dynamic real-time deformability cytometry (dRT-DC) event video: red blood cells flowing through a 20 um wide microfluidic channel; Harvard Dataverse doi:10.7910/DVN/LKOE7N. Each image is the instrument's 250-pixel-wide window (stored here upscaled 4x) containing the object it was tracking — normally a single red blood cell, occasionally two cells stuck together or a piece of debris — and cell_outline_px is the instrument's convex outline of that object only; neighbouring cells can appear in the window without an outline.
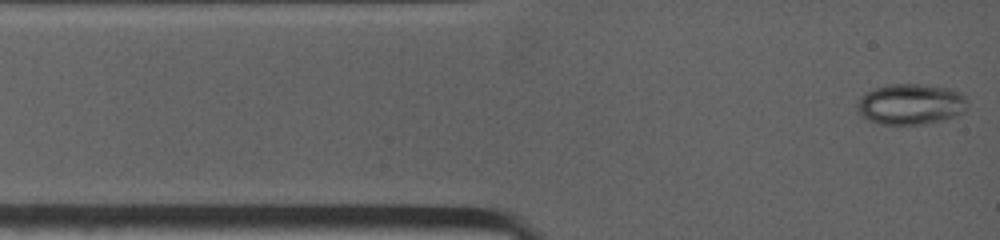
{"species": "common noctule bat (a hibernating species)", "species_latin": "Nyctalus noctula", "temperature_condition": "warm", "stored_images_in_passage": 54, "camera_frame_rate_fps": 4500, "um_per_image_px": 0.085, "animal": {"sex": "female", "body_mass_g": 19.0, "forearm_length_mm": 53.3}, "frame": {"image": 1, "passage_image": 1, "time_ms": 0.0, "image_size_px": [1000, 240], "cell_outline_px": [[968, 96], [960, 112], [952, 116], [940, 120], [924, 124], [880, 124], [868, 120], [860, 112], [860, 96], [876, 88], [896, 84], [916, 84], [944, 88], [960, 92]], "centroid_in_image_um": [77.4, 8.86], "position_along_channel_um": 7.6, "area_um2": 25.2}}
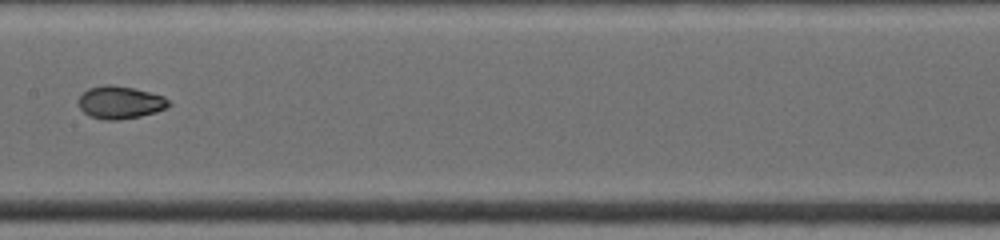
{"frame": {"image": 2, "passage_image": 23, "time_ms": 5.778, "image_size_px": [1000, 240], "cell_outline_px": [[172, 104], [168, 108], [156, 112], [140, 116], [116, 120], [104, 120], [88, 116], [80, 108], [76, 100], [88, 88], [104, 84], [112, 84], [132, 88], [164, 96]], "centroid_in_image_um": [10.19, 8.71], "position_along_channel_um": 197.2, "area_um2": 17.34}}
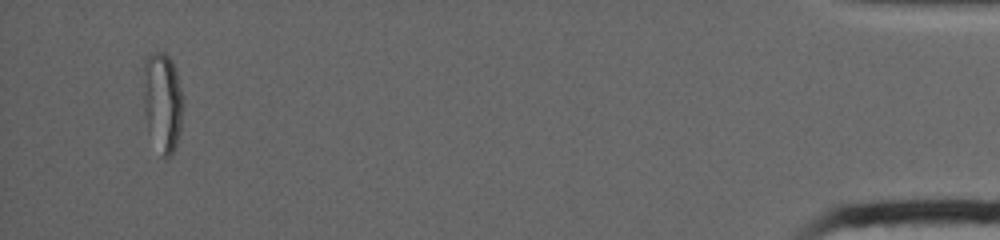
{"frame": {"image": 3, "passage_image": 48, "time_ms": 14.444, "image_size_px": [1000, 240], "cell_outline_px": [[180, 132], [176, 144], [172, 152], [168, 156], [164, 156], [148, 128], [144, 112], [144, 60], [148, 52], [164, 52], [172, 60], [176, 72], [180, 88]], "centroid_in_image_um": [13.77, 8.55], "position_along_channel_um": 421.4, "area_um2": 22.02}, "authors_computed_cell_mechanics": {"area_um2": 19.652, "velocity_mm_per_s": 3.9896, "shape_relaxation_time_tau1_ms": null, "shape_relaxation_time_tau2_ms": 1.0553, "deformation_change_tau1": null, "deformation_change_tau2": 0.049}}